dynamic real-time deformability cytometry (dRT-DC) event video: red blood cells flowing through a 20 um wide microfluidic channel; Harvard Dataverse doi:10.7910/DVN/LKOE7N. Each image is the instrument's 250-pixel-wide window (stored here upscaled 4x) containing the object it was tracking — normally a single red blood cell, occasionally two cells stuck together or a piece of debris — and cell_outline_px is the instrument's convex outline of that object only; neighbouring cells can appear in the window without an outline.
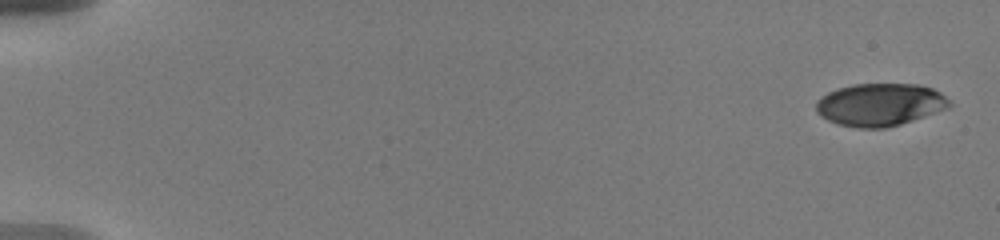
{"species": "human", "species_latin": "Homo sapiens", "temperature_condition": "warm", "stored_images_in_passage": 7, "camera_frame_rate_fps": 3000, "um_per_image_px": 0.085, "donor": {"sex": "male"}, "frame": {"image": 1, "passage_image": 1, "time_ms": 0.0, "image_size_px": [1000, 240], "cell_outline_px": [[952, 104], [948, 108], [900, 124], [884, 128], [856, 128], [836, 124], [820, 116], [816, 112], [816, 100], [820, 96], [836, 88], [852, 84], [920, 84], [932, 88], [940, 92]], "centroid_in_image_um": [74.75, 8.89], "position_along_channel_um": 10.3, "area_um2": 33.29}}
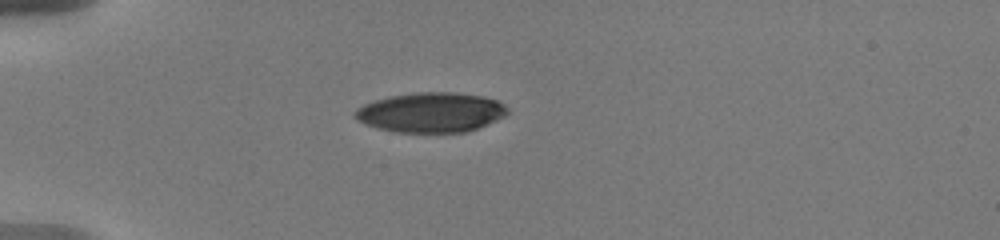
{"frame": {"image": 2, "passage_image": 6, "time_ms": 5.0, "image_size_px": [1000, 240], "cell_outline_px": [[508, 112], [504, 116], [468, 132], [396, 132], [364, 124], [356, 120], [352, 116], [352, 112], [356, 108], [364, 104], [388, 96], [416, 92], [456, 92], [484, 96], [500, 100], [508, 108]], "centroid_in_image_um": [36.62, 9.54], "position_along_channel_um": 48.4, "area_um2": 35.66}}